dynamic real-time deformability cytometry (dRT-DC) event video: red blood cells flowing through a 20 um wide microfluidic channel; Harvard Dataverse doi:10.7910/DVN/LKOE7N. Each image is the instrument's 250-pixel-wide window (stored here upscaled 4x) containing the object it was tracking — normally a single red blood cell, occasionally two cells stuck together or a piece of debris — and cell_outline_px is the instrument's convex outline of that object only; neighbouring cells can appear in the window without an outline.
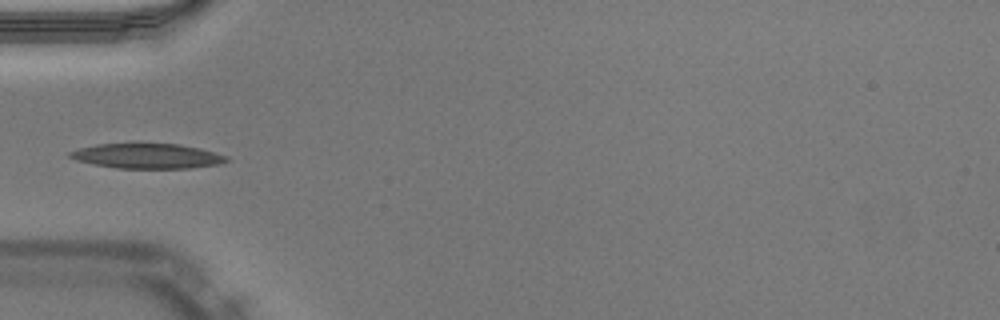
{"species": "Egyptian fruit bat (a non-hibernating species)", "species_latin": "Rousettus aegyptiacus", "temperature_condition": "warm", "stored_images_in_passage": 35, "camera_frame_rate_fps": 3000, "um_per_image_px": 0.085, "animal": {"sex": "male"}, "frame": {"image": 1, "passage_image": 1, "time_ms": 0.0, "image_size_px": [1000, 320], "cell_outline_px": [[228, 160], [220, 164], [192, 168], [116, 168], [92, 164], [76, 160], [68, 156], [68, 152], [80, 148], [96, 144], [176, 144], [200, 148], [228, 156]], "centroid_in_image_um": [12.51, 13.27], "position_along_channel_um": 72.5, "area_um2": 22.66}}